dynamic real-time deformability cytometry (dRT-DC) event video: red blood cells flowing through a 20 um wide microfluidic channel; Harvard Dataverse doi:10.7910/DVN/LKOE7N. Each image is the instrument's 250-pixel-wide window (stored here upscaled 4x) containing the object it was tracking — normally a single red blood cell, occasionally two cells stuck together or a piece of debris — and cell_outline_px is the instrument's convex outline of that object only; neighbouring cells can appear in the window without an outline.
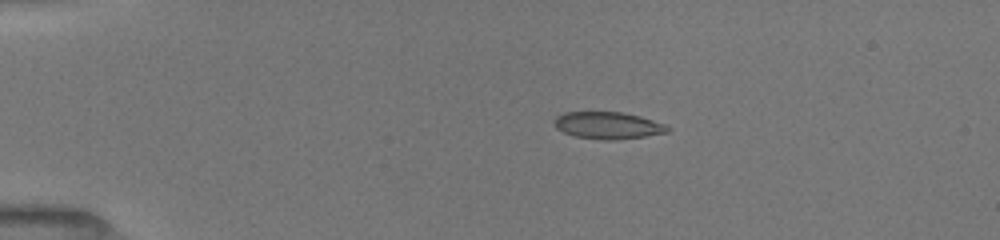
{"species": "common noctule bat (a hibernating species)", "species_latin": "Nyctalus noctula", "temperature_condition": "room temperature", "stored_images_in_passage": 42, "camera_frame_rate_fps": 3000, "um_per_image_px": 0.085, "animal": {"sex": "female", "body_mass_g": 19.5, "forearm_length_mm": 54.1}, "frame": {"image": 1, "passage_image": 1, "time_ms": 0.0, "image_size_px": [1000, 240], "cell_outline_px": [[672, 128], [668, 132], [644, 136], [616, 140], [604, 140], [576, 136], [564, 132], [556, 128], [552, 120], [556, 116], [564, 112], [624, 112], [640, 116], [668, 124]], "centroid_in_image_um": [51.7, 10.65], "position_along_channel_um": 33.3, "area_um2": 18.03}}
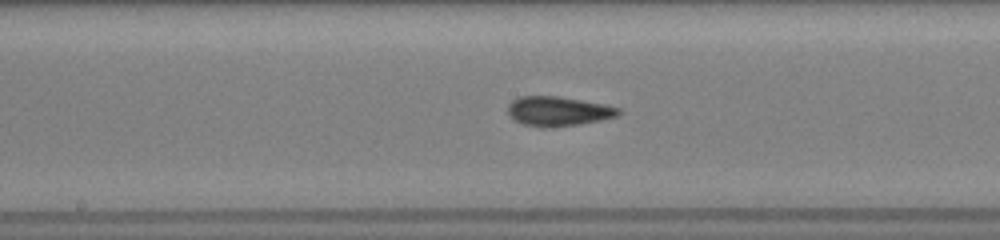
{"frame": {"image": 2, "passage_image": 18, "time_ms": 5.667, "image_size_px": [1000, 240], "cell_outline_px": [[620, 112], [616, 116], [600, 120], [576, 124], [548, 128], [544, 128], [524, 124], [512, 120], [508, 112], [508, 104], [512, 100], [520, 96], [560, 96], [604, 104], [620, 108]], "centroid_in_image_um": [47.4, 9.45], "position_along_channel_um": 200.8, "area_um2": 19.02}}
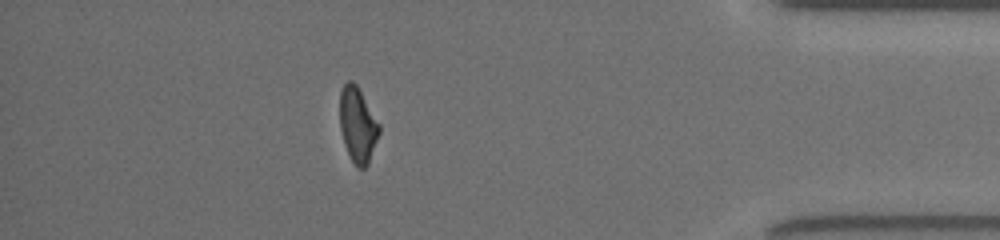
{"frame": {"image": 3, "passage_image": 36, "time_ms": 11.667, "image_size_px": [1000, 240], "cell_outline_px": [[380, 132], [368, 164], [364, 168], [356, 168], [344, 144], [340, 128], [340, 92], [344, 84], [348, 80], [352, 80], [356, 84], [380, 124]], "centroid_in_image_um": [30.4, 10.61], "position_along_channel_um": 404.8, "area_um2": 17.17}, "authors_computed_cell_mechanics": {"area_um2": 17.9758, "velocity_mm_per_s": 4.016, "shape_relaxation_time_tau1_ms": 4.0481, "shape_relaxation_time_tau2_ms": 1.7163, "deformation_change_tau1": 0.1488, "deformation_change_tau2": 0.095}}